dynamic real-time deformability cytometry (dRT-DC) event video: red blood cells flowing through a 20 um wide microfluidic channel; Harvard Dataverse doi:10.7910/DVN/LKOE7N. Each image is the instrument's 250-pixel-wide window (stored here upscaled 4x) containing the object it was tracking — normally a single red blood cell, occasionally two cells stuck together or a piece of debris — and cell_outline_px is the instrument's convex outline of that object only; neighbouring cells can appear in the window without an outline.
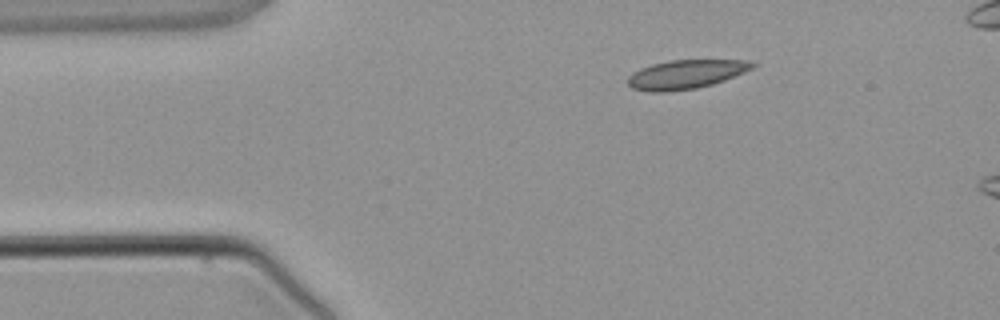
{"species": "common noctule bat (a hibernating species)", "species_latin": "Nyctalus noctula", "temperature_condition": "warm", "stored_images_in_passage": 2, "camera_frame_rate_fps": 3000, "um_per_image_px": 0.085, "animal": {"sex": "male", "body_mass_g": 21.5, "forearm_length_mm": 52.0}, "frame": {"image": 1, "passage_image": 1, "time_ms": 0.0, "image_size_px": [1000, 320], "cell_outline_px": [[756, 64], [752, 68], [744, 72], [724, 80], [712, 84], [696, 88], [668, 92], [652, 92], [632, 88], [628, 84], [628, 76], [632, 72], [640, 68], [652, 64], [668, 60], [748, 60]], "centroid_in_image_um": [58.26, 6.32], "position_along_channel_um": 26.7, "area_um2": 20.98}}